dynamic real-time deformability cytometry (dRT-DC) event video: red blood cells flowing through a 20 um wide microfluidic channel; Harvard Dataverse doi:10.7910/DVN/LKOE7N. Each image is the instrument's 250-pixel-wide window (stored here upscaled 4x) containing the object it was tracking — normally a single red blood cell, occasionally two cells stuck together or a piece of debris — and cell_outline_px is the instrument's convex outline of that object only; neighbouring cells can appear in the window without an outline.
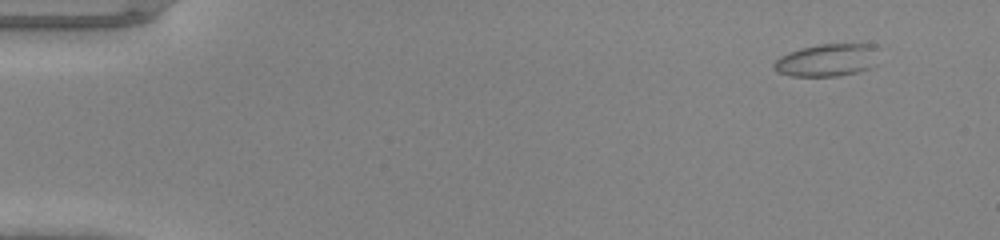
{"species": "common noctule bat (a hibernating species)", "species_latin": "Nyctalus noctula", "temperature_condition": "warm", "stored_images_in_passage": 47, "camera_frame_rate_fps": 3000, "um_per_image_px": 0.085, "animal": {"sex": "male", "body_mass_g": 20.0, "forearm_length_mm": 53.3}, "frame": {"image": 1, "passage_image": 2, "time_ms": 0.333, "image_size_px": [1000, 240], "cell_outline_px": [[876, 64], [872, 68], [840, 76], [788, 76], [776, 72], [772, 68], [772, 64], [780, 56], [788, 52], [800, 48], [820, 44], [876, 44]], "centroid_in_image_um": [70.28, 5.12], "position_along_channel_um": 14.7, "area_um2": 20.17}}
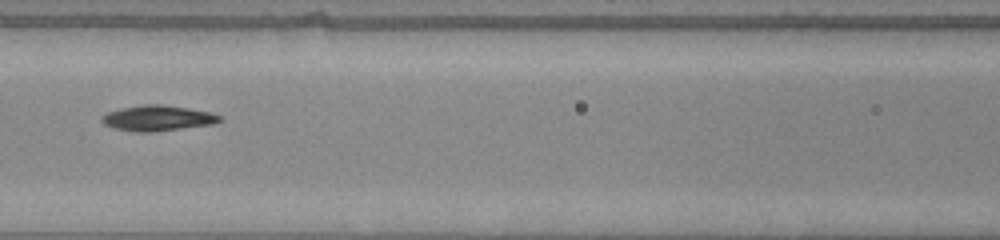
{"frame": {"image": 2, "passage_image": 21, "time_ms": 6.667, "image_size_px": [1000, 240], "cell_outline_px": [[224, 120], [212, 124], [152, 132], [140, 132], [116, 128], [104, 124], [100, 120], [100, 116], [108, 112], [120, 108], [144, 104], [160, 104], [188, 108], [208, 112], [220, 116]], "centroid_in_image_um": [13.37, 10.03], "position_along_channel_um": 153.2, "area_um2": 17.34}}
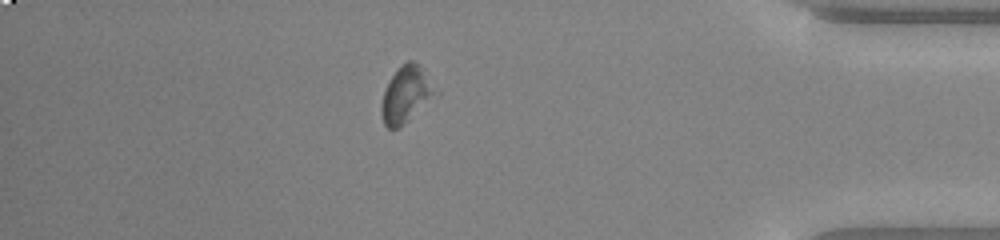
{"frame": {"image": 3, "passage_image": 41, "time_ms": 13.333, "image_size_px": [1000, 240], "cell_outline_px": [[432, 92], [404, 124], [396, 128], [388, 128], [384, 124], [380, 112], [380, 108], [384, 92], [388, 80], [408, 60], [412, 60], [420, 64]], "centroid_in_image_um": [34.35, 8.04], "position_along_channel_um": 400.9, "area_um2": 16.01}}